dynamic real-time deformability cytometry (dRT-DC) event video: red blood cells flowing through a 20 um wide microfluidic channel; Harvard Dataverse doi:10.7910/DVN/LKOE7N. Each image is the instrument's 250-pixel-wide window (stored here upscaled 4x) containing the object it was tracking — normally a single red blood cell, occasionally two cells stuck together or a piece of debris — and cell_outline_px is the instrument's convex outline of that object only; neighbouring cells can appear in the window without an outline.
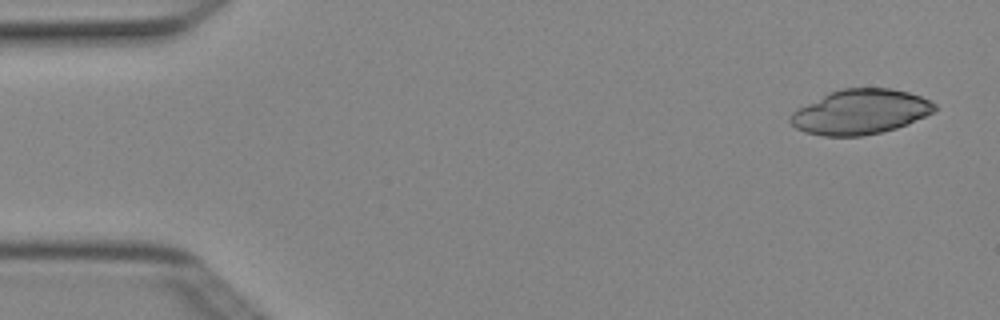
{"species": "Egyptian fruit bat (a non-hibernating species)", "species_latin": "Rousettus aegyptiacus", "temperature_condition": "cold", "stored_images_in_passage": 5, "camera_frame_rate_fps": 3000, "um_per_image_px": 0.085, "animal": {"sex": "female"}, "frame": {"image": 1, "passage_image": 1, "time_ms": 0.0, "image_size_px": [1000, 320], "cell_outline_px": [[936, 108], [932, 112], [908, 124], [896, 128], [880, 132], [860, 136], [824, 136], [804, 132], [796, 128], [788, 120], [788, 116], [792, 112], [828, 92], [844, 88], [892, 88], [908, 92], [920, 96], [936, 104]], "centroid_in_image_um": [73.1, 9.51], "position_along_channel_um": 11.9, "area_um2": 37.51}}